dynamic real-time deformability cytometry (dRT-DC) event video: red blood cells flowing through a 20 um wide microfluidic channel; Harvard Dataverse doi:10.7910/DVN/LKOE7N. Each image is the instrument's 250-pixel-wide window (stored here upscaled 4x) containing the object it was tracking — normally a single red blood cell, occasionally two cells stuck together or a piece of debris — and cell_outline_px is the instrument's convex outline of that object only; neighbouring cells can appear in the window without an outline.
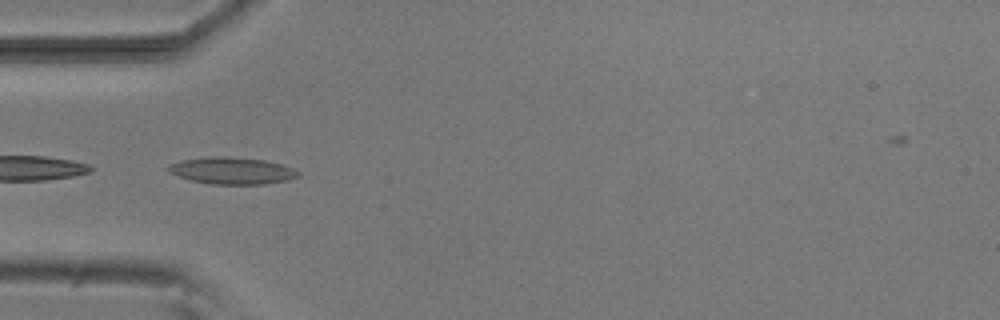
{"species": "common noctule bat (a hibernating species)", "species_latin": "Nyctalus noctula", "temperature_condition": "room temperature", "stored_images_in_passage": 49, "camera_frame_rate_fps": 3000, "um_per_image_px": 0.085, "animal": {"sex": "male", "body_mass_g": 20.5, "forearm_length_mm": 52.5}, "frame": {"image": 1, "passage_image": 15, "time_ms": 4.667, "image_size_px": [1000, 320], "cell_outline_px": [[300, 176], [288, 180], [264, 184], [212, 184], [192, 180], [168, 172], [168, 164], [184, 160], [204, 156], [224, 156], [264, 160], [280, 164], [292, 168], [300, 172]], "centroid_in_image_um": [19.73, 14.5], "position_along_channel_um": 65.3, "area_um2": 20.23}}
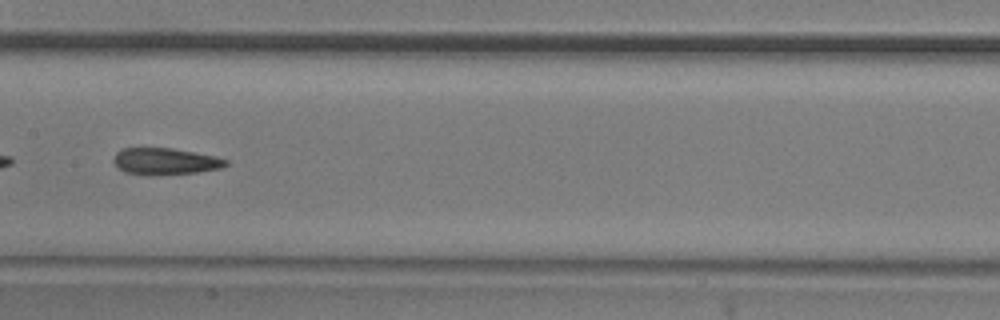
{"frame": {"image": 2, "passage_image": 25, "time_ms": 8.0, "image_size_px": [1000, 320], "cell_outline_px": [[228, 164], [220, 168], [196, 172], [152, 176], [148, 176], [124, 172], [112, 160], [116, 152], [120, 148], [172, 148], [216, 156], [228, 160]], "centroid_in_image_um": [14.02, 13.72], "position_along_channel_um": 193.4, "area_um2": 17.57}}
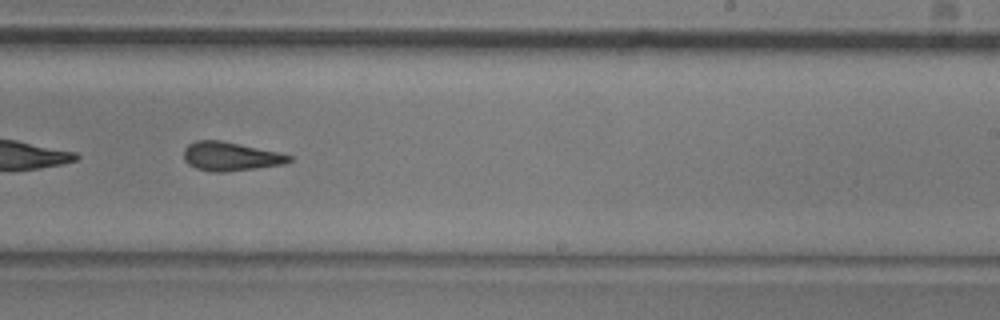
{"frame": {"image": 3, "passage_image": 31, "time_ms": 10.0, "image_size_px": [1000, 320], "cell_outline_px": [[292, 160], [284, 164], [256, 168], [224, 172], [212, 172], [196, 168], [188, 164], [184, 160], [184, 148], [188, 144], [196, 140], [220, 140], [280, 152], [292, 156]], "centroid_in_image_um": [19.58, 13.29], "position_along_channel_um": 269.4, "area_um2": 17.74}}